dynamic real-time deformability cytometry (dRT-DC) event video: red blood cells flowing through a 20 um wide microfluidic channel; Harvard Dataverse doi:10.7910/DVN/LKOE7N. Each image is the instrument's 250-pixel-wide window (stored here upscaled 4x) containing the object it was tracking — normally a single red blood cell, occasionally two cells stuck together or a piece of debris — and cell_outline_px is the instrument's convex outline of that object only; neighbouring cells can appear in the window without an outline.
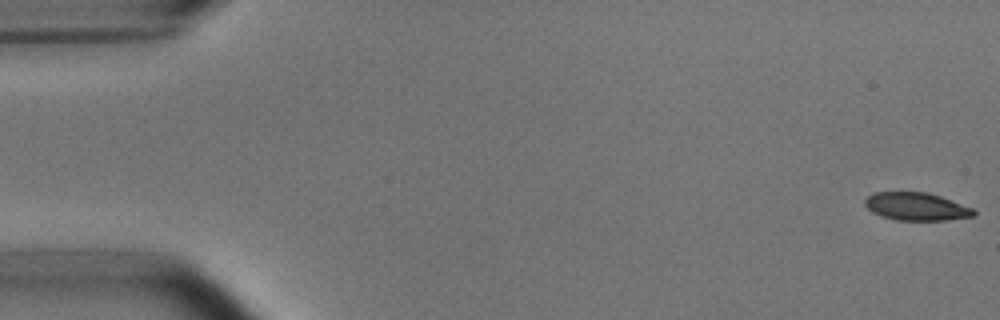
{"species": "common noctule bat (a hibernating species)", "species_latin": "Nyctalus noctula", "temperature_condition": "room temperature", "stored_images_in_passage": 53, "camera_frame_rate_fps": 3000, "um_per_image_px": 0.085, "animal": {"sex": "male", "body_mass_g": 15.6}, "frame": {"image": 1, "passage_image": 1, "time_ms": 0.0, "image_size_px": [1000, 320], "cell_outline_px": [[976, 216], [944, 220], [896, 220], [872, 212], [864, 204], [864, 200], [868, 196], [876, 192], [928, 192], [940, 196], [972, 208], [976, 212]], "centroid_in_image_um": [77.89, 17.55], "position_along_channel_um": 7.1, "area_um2": 17.51}}
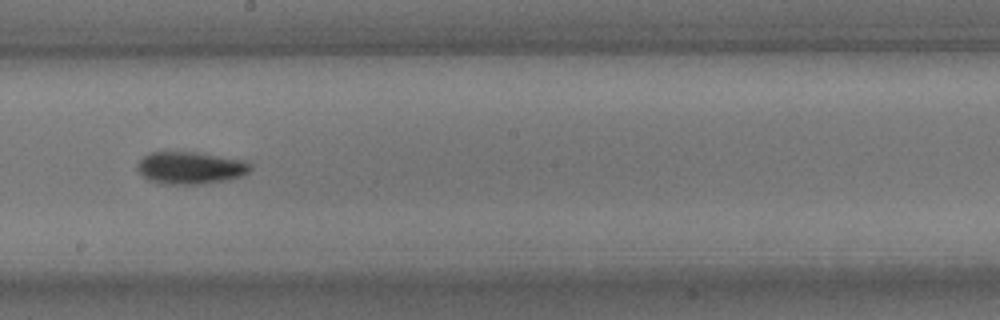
{"frame": {"image": 2, "passage_image": 30, "time_ms": 9.667, "image_size_px": [1000, 320], "cell_outline_px": [[252, 168], [248, 172], [240, 176], [228, 180], [204, 184], [168, 184], [148, 180], [136, 168], [140, 160], [144, 156], [152, 152], [196, 152], [240, 160], [252, 164]], "centroid_in_image_um": [16.18, 14.28], "position_along_channel_um": 232.0, "area_um2": 21.04}}
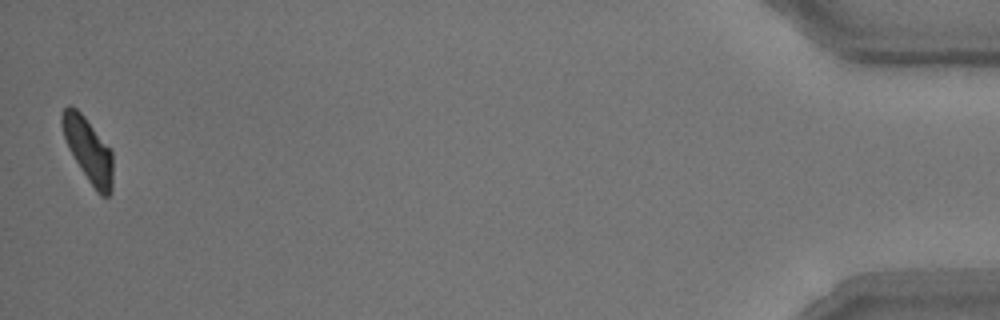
{"frame": {"image": 3, "passage_image": 53, "time_ms": 17.333, "image_size_px": [1000, 320], "cell_outline_px": [[112, 192], [108, 196], [100, 196], [88, 180], [76, 160], [64, 136], [60, 120], [60, 116], [64, 108], [68, 104], [76, 108], [84, 116], [112, 152]], "centroid_in_image_um": [7.5, 12.74], "position_along_channel_um": 427.7, "area_um2": 18.5}, "authors_computed_cell_mechanics": {"area_um2": 19.652, "velocity_mm_per_s": 3.7397, "shape_relaxation_time_tau1_ms": 2.7872, "shape_relaxation_time_tau2_ms": 2.3233, "deformation_change_tau1": 0.1329, "deformation_change_tau2": 0.079}}